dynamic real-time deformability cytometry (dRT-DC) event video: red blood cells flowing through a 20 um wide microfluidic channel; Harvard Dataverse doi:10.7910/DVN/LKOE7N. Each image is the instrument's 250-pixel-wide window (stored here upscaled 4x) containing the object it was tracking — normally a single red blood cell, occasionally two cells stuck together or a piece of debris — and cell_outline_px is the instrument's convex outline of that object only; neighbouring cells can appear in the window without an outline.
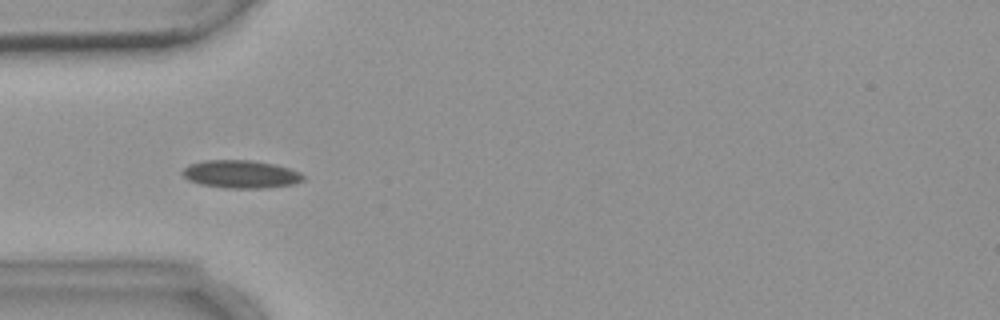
{"species": "common noctule bat (a hibernating species)", "species_latin": "Nyctalus noctula", "temperature_condition": "warm", "stored_images_in_passage": 4, "camera_frame_rate_fps": 3000, "um_per_image_px": 0.085, "animal": {"sex": "female", "body_mass_g": 18.4}, "frame": {"image": 1, "passage_image": 3, "time_ms": 3.333, "image_size_px": [1000, 320], "cell_outline_px": [[304, 180], [292, 184], [268, 188], [224, 188], [200, 184], [188, 180], [180, 172], [188, 164], [204, 160], [252, 160], [276, 164], [300, 172], [304, 176]], "centroid_in_image_um": [20.45, 14.8], "position_along_channel_um": 64.5, "area_um2": 19.83}}